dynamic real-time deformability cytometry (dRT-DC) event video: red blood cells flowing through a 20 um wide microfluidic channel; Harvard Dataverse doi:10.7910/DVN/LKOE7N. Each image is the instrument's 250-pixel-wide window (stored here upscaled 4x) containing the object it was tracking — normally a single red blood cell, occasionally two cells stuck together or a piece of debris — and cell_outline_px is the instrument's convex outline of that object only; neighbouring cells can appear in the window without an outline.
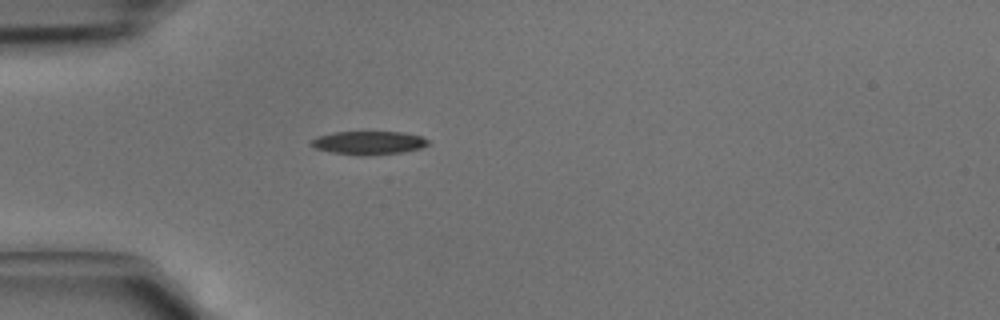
{"species": "common noctule bat (a hibernating species)", "species_latin": "Nyctalus noctula", "temperature_condition": "cold", "stored_images_in_passage": 1, "camera_frame_rate_fps": 3000, "um_per_image_px": 0.085, "animal": {"sex": "male", "body_mass_g": 15.6}, "frame": {"image": 1, "passage_image": 1, "time_ms": 0.0, "image_size_px": [1000, 320], "cell_outline_px": [[432, 144], [420, 148], [404, 152], [368, 156], [360, 156], [332, 152], [312, 148], [308, 144], [308, 140], [316, 136], [332, 132], [404, 132], [420, 136], [428, 140]], "centroid_in_image_um": [31.28, 12.14], "position_along_channel_um": 53.7, "area_um2": 16.42}}